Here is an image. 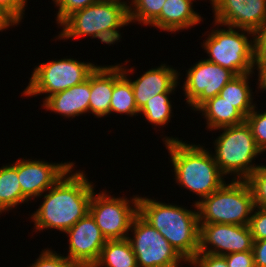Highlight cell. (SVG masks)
<instances>
[{
	"instance_id": "9c48e42d",
	"label": "cell",
	"mask_w": 266,
	"mask_h": 267,
	"mask_svg": "<svg viewBox=\"0 0 266 267\" xmlns=\"http://www.w3.org/2000/svg\"><path fill=\"white\" fill-rule=\"evenodd\" d=\"M106 193V191L93 192L89 213L107 240L126 239L130 235L128 232L132 222L138 215L139 195H134L130 201L128 198L121 196L115 198Z\"/></svg>"
},
{
	"instance_id": "ba28073f",
	"label": "cell",
	"mask_w": 266,
	"mask_h": 267,
	"mask_svg": "<svg viewBox=\"0 0 266 267\" xmlns=\"http://www.w3.org/2000/svg\"><path fill=\"white\" fill-rule=\"evenodd\" d=\"M97 64L64 58L39 64L32 72L23 96L47 94L44 101L56 93L78 85L88 79Z\"/></svg>"
},
{
	"instance_id": "836d02e7",
	"label": "cell",
	"mask_w": 266,
	"mask_h": 267,
	"mask_svg": "<svg viewBox=\"0 0 266 267\" xmlns=\"http://www.w3.org/2000/svg\"><path fill=\"white\" fill-rule=\"evenodd\" d=\"M190 264L193 267H228L225 256L207 253H197Z\"/></svg>"
},
{
	"instance_id": "7c38bea8",
	"label": "cell",
	"mask_w": 266,
	"mask_h": 267,
	"mask_svg": "<svg viewBox=\"0 0 266 267\" xmlns=\"http://www.w3.org/2000/svg\"><path fill=\"white\" fill-rule=\"evenodd\" d=\"M199 252L227 255L252 251L253 238L248 225L199 223Z\"/></svg>"
},
{
	"instance_id": "44dd1931",
	"label": "cell",
	"mask_w": 266,
	"mask_h": 267,
	"mask_svg": "<svg viewBox=\"0 0 266 267\" xmlns=\"http://www.w3.org/2000/svg\"><path fill=\"white\" fill-rule=\"evenodd\" d=\"M253 73L236 75L219 92V96L225 99L246 118L257 108L253 103L252 89L249 86V78Z\"/></svg>"
},
{
	"instance_id": "9a60e30c",
	"label": "cell",
	"mask_w": 266,
	"mask_h": 267,
	"mask_svg": "<svg viewBox=\"0 0 266 267\" xmlns=\"http://www.w3.org/2000/svg\"><path fill=\"white\" fill-rule=\"evenodd\" d=\"M73 162L49 163L32 159H18L17 173L23 196L29 201L51 188L74 166Z\"/></svg>"
},
{
	"instance_id": "e575fe53",
	"label": "cell",
	"mask_w": 266,
	"mask_h": 267,
	"mask_svg": "<svg viewBox=\"0 0 266 267\" xmlns=\"http://www.w3.org/2000/svg\"><path fill=\"white\" fill-rule=\"evenodd\" d=\"M224 256L228 267H255L253 251L230 253Z\"/></svg>"
},
{
	"instance_id": "f546056e",
	"label": "cell",
	"mask_w": 266,
	"mask_h": 267,
	"mask_svg": "<svg viewBox=\"0 0 266 267\" xmlns=\"http://www.w3.org/2000/svg\"><path fill=\"white\" fill-rule=\"evenodd\" d=\"M97 1L99 0H54L53 2L58 8L56 16L58 26L73 12L84 9Z\"/></svg>"
},
{
	"instance_id": "6da1fadb",
	"label": "cell",
	"mask_w": 266,
	"mask_h": 267,
	"mask_svg": "<svg viewBox=\"0 0 266 267\" xmlns=\"http://www.w3.org/2000/svg\"><path fill=\"white\" fill-rule=\"evenodd\" d=\"M72 169L45 191L43 202L30 217L35 232L53 228L65 233L89 213L93 182L82 170L72 173Z\"/></svg>"
},
{
	"instance_id": "30bf717a",
	"label": "cell",
	"mask_w": 266,
	"mask_h": 267,
	"mask_svg": "<svg viewBox=\"0 0 266 267\" xmlns=\"http://www.w3.org/2000/svg\"><path fill=\"white\" fill-rule=\"evenodd\" d=\"M127 237L136 256L138 267H179L188 264L167 239L139 214L134 218Z\"/></svg>"
},
{
	"instance_id": "8992f818",
	"label": "cell",
	"mask_w": 266,
	"mask_h": 267,
	"mask_svg": "<svg viewBox=\"0 0 266 267\" xmlns=\"http://www.w3.org/2000/svg\"><path fill=\"white\" fill-rule=\"evenodd\" d=\"M219 129L223 132L213 143V156L220 172L225 177L233 174L235 180H246L260 166L253 164L252 160L262 154L250 127L244 122Z\"/></svg>"
},
{
	"instance_id": "2e32d148",
	"label": "cell",
	"mask_w": 266,
	"mask_h": 267,
	"mask_svg": "<svg viewBox=\"0 0 266 267\" xmlns=\"http://www.w3.org/2000/svg\"><path fill=\"white\" fill-rule=\"evenodd\" d=\"M180 72L166 64L157 68H151L139 76L136 80L128 79L132 84L136 106L140 111L147 101L159 93L175 91L180 84L178 82Z\"/></svg>"
},
{
	"instance_id": "484cf974",
	"label": "cell",
	"mask_w": 266,
	"mask_h": 267,
	"mask_svg": "<svg viewBox=\"0 0 266 267\" xmlns=\"http://www.w3.org/2000/svg\"><path fill=\"white\" fill-rule=\"evenodd\" d=\"M166 0H131L128 5L129 22L150 25L161 13Z\"/></svg>"
},
{
	"instance_id": "7402d4cb",
	"label": "cell",
	"mask_w": 266,
	"mask_h": 267,
	"mask_svg": "<svg viewBox=\"0 0 266 267\" xmlns=\"http://www.w3.org/2000/svg\"><path fill=\"white\" fill-rule=\"evenodd\" d=\"M28 200L23 196L15 163L0 168V215Z\"/></svg>"
},
{
	"instance_id": "3957f363",
	"label": "cell",
	"mask_w": 266,
	"mask_h": 267,
	"mask_svg": "<svg viewBox=\"0 0 266 267\" xmlns=\"http://www.w3.org/2000/svg\"><path fill=\"white\" fill-rule=\"evenodd\" d=\"M171 157L178 185L199 196L200 200L218 190L226 181L214 156L200 144H188L179 138H163Z\"/></svg>"
},
{
	"instance_id": "52a82bcc",
	"label": "cell",
	"mask_w": 266,
	"mask_h": 267,
	"mask_svg": "<svg viewBox=\"0 0 266 267\" xmlns=\"http://www.w3.org/2000/svg\"><path fill=\"white\" fill-rule=\"evenodd\" d=\"M226 28H213L207 34L202 44L209 57L206 60L235 75L254 73V39H248L249 35L254 38V32L229 26Z\"/></svg>"
},
{
	"instance_id": "ffe728a7",
	"label": "cell",
	"mask_w": 266,
	"mask_h": 267,
	"mask_svg": "<svg viewBox=\"0 0 266 267\" xmlns=\"http://www.w3.org/2000/svg\"><path fill=\"white\" fill-rule=\"evenodd\" d=\"M196 111L202 112L209 131L235 126L245 122V117L219 95L208 99Z\"/></svg>"
},
{
	"instance_id": "4dcf8cb0",
	"label": "cell",
	"mask_w": 266,
	"mask_h": 267,
	"mask_svg": "<svg viewBox=\"0 0 266 267\" xmlns=\"http://www.w3.org/2000/svg\"><path fill=\"white\" fill-rule=\"evenodd\" d=\"M248 226L253 240L266 239V208L255 206Z\"/></svg>"
},
{
	"instance_id": "5b68a950",
	"label": "cell",
	"mask_w": 266,
	"mask_h": 267,
	"mask_svg": "<svg viewBox=\"0 0 266 267\" xmlns=\"http://www.w3.org/2000/svg\"><path fill=\"white\" fill-rule=\"evenodd\" d=\"M193 204L197 206L199 223L233 225H249L255 207L248 182L235 179Z\"/></svg>"
},
{
	"instance_id": "d6a6232c",
	"label": "cell",
	"mask_w": 266,
	"mask_h": 267,
	"mask_svg": "<svg viewBox=\"0 0 266 267\" xmlns=\"http://www.w3.org/2000/svg\"><path fill=\"white\" fill-rule=\"evenodd\" d=\"M254 64H266V22L254 32Z\"/></svg>"
},
{
	"instance_id": "f1b7e54d",
	"label": "cell",
	"mask_w": 266,
	"mask_h": 267,
	"mask_svg": "<svg viewBox=\"0 0 266 267\" xmlns=\"http://www.w3.org/2000/svg\"><path fill=\"white\" fill-rule=\"evenodd\" d=\"M30 267H80L62 254H57L49 248L42 250L38 259Z\"/></svg>"
},
{
	"instance_id": "4fadbf2b",
	"label": "cell",
	"mask_w": 266,
	"mask_h": 267,
	"mask_svg": "<svg viewBox=\"0 0 266 267\" xmlns=\"http://www.w3.org/2000/svg\"><path fill=\"white\" fill-rule=\"evenodd\" d=\"M69 236V253L65 256L80 267H93L107 239L88 213L65 232Z\"/></svg>"
},
{
	"instance_id": "74e56055",
	"label": "cell",
	"mask_w": 266,
	"mask_h": 267,
	"mask_svg": "<svg viewBox=\"0 0 266 267\" xmlns=\"http://www.w3.org/2000/svg\"><path fill=\"white\" fill-rule=\"evenodd\" d=\"M17 26V24L0 9V31L2 32L6 28H10L9 26Z\"/></svg>"
},
{
	"instance_id": "f35d334b",
	"label": "cell",
	"mask_w": 266,
	"mask_h": 267,
	"mask_svg": "<svg viewBox=\"0 0 266 267\" xmlns=\"http://www.w3.org/2000/svg\"><path fill=\"white\" fill-rule=\"evenodd\" d=\"M112 1H118V2H125L127 5L129 4V3H127L126 1H122V0H112Z\"/></svg>"
},
{
	"instance_id": "8fae6325",
	"label": "cell",
	"mask_w": 266,
	"mask_h": 267,
	"mask_svg": "<svg viewBox=\"0 0 266 267\" xmlns=\"http://www.w3.org/2000/svg\"><path fill=\"white\" fill-rule=\"evenodd\" d=\"M186 79L182 86L186 103L196 111L208 99L219 94L221 89L236 75L210 61L199 60L186 70Z\"/></svg>"
},
{
	"instance_id": "83f0119b",
	"label": "cell",
	"mask_w": 266,
	"mask_h": 267,
	"mask_svg": "<svg viewBox=\"0 0 266 267\" xmlns=\"http://www.w3.org/2000/svg\"><path fill=\"white\" fill-rule=\"evenodd\" d=\"M256 207L266 208V165H260L247 179Z\"/></svg>"
},
{
	"instance_id": "8d00e7d4",
	"label": "cell",
	"mask_w": 266,
	"mask_h": 267,
	"mask_svg": "<svg viewBox=\"0 0 266 267\" xmlns=\"http://www.w3.org/2000/svg\"><path fill=\"white\" fill-rule=\"evenodd\" d=\"M253 69L258 71V90L260 88L261 90L263 89V91H266V64H254Z\"/></svg>"
},
{
	"instance_id": "1f68e13d",
	"label": "cell",
	"mask_w": 266,
	"mask_h": 267,
	"mask_svg": "<svg viewBox=\"0 0 266 267\" xmlns=\"http://www.w3.org/2000/svg\"><path fill=\"white\" fill-rule=\"evenodd\" d=\"M27 1L28 0H0V9L19 25L23 19Z\"/></svg>"
},
{
	"instance_id": "d6986e66",
	"label": "cell",
	"mask_w": 266,
	"mask_h": 267,
	"mask_svg": "<svg viewBox=\"0 0 266 267\" xmlns=\"http://www.w3.org/2000/svg\"><path fill=\"white\" fill-rule=\"evenodd\" d=\"M192 5V0H166L160 15L149 26L172 33L198 25L203 20Z\"/></svg>"
},
{
	"instance_id": "d590c367",
	"label": "cell",
	"mask_w": 266,
	"mask_h": 267,
	"mask_svg": "<svg viewBox=\"0 0 266 267\" xmlns=\"http://www.w3.org/2000/svg\"><path fill=\"white\" fill-rule=\"evenodd\" d=\"M254 266L266 267V239L253 240Z\"/></svg>"
},
{
	"instance_id": "7a4b0ae2",
	"label": "cell",
	"mask_w": 266,
	"mask_h": 267,
	"mask_svg": "<svg viewBox=\"0 0 266 267\" xmlns=\"http://www.w3.org/2000/svg\"><path fill=\"white\" fill-rule=\"evenodd\" d=\"M196 209L166 204L138 196V214L156 228L186 261L190 262L199 252L200 225Z\"/></svg>"
},
{
	"instance_id": "4316f807",
	"label": "cell",
	"mask_w": 266,
	"mask_h": 267,
	"mask_svg": "<svg viewBox=\"0 0 266 267\" xmlns=\"http://www.w3.org/2000/svg\"><path fill=\"white\" fill-rule=\"evenodd\" d=\"M245 122L250 127L257 147L263 152L266 150V111L263 113L255 108L246 116Z\"/></svg>"
},
{
	"instance_id": "e0dca14e",
	"label": "cell",
	"mask_w": 266,
	"mask_h": 267,
	"mask_svg": "<svg viewBox=\"0 0 266 267\" xmlns=\"http://www.w3.org/2000/svg\"><path fill=\"white\" fill-rule=\"evenodd\" d=\"M123 76L117 65L97 66L90 74L89 113L97 118L109 115L114 84Z\"/></svg>"
},
{
	"instance_id": "277c9868",
	"label": "cell",
	"mask_w": 266,
	"mask_h": 267,
	"mask_svg": "<svg viewBox=\"0 0 266 267\" xmlns=\"http://www.w3.org/2000/svg\"><path fill=\"white\" fill-rule=\"evenodd\" d=\"M128 5L125 2L99 0L84 9L69 15L59 26L63 30L58 39H73L90 36L102 43L120 42L119 28L129 24Z\"/></svg>"
},
{
	"instance_id": "d4e9b609",
	"label": "cell",
	"mask_w": 266,
	"mask_h": 267,
	"mask_svg": "<svg viewBox=\"0 0 266 267\" xmlns=\"http://www.w3.org/2000/svg\"><path fill=\"white\" fill-rule=\"evenodd\" d=\"M172 92L175 93L174 91H168L156 94L147 101L139 114H143V117L145 116L146 120L156 127L167 125L172 117V104L169 99Z\"/></svg>"
},
{
	"instance_id": "ac0fdd59",
	"label": "cell",
	"mask_w": 266,
	"mask_h": 267,
	"mask_svg": "<svg viewBox=\"0 0 266 267\" xmlns=\"http://www.w3.org/2000/svg\"><path fill=\"white\" fill-rule=\"evenodd\" d=\"M89 97L90 75L84 82L49 96L42 106L66 118H73L89 113Z\"/></svg>"
},
{
	"instance_id": "603a6c76",
	"label": "cell",
	"mask_w": 266,
	"mask_h": 267,
	"mask_svg": "<svg viewBox=\"0 0 266 267\" xmlns=\"http://www.w3.org/2000/svg\"><path fill=\"white\" fill-rule=\"evenodd\" d=\"M138 267L129 240H107L93 267Z\"/></svg>"
},
{
	"instance_id": "5bb4252c",
	"label": "cell",
	"mask_w": 266,
	"mask_h": 267,
	"mask_svg": "<svg viewBox=\"0 0 266 267\" xmlns=\"http://www.w3.org/2000/svg\"><path fill=\"white\" fill-rule=\"evenodd\" d=\"M214 24L255 32L266 22V0H212Z\"/></svg>"
},
{
	"instance_id": "cb8c5ba5",
	"label": "cell",
	"mask_w": 266,
	"mask_h": 267,
	"mask_svg": "<svg viewBox=\"0 0 266 267\" xmlns=\"http://www.w3.org/2000/svg\"><path fill=\"white\" fill-rule=\"evenodd\" d=\"M122 68L123 76L114 84L113 94L110 101L109 115L111 113L126 114L130 117L138 116L139 110L136 106L132 84L128 80V74L133 73L134 69H126L125 66L118 64ZM125 67V68H124ZM127 74V75H126Z\"/></svg>"
}]
</instances>
